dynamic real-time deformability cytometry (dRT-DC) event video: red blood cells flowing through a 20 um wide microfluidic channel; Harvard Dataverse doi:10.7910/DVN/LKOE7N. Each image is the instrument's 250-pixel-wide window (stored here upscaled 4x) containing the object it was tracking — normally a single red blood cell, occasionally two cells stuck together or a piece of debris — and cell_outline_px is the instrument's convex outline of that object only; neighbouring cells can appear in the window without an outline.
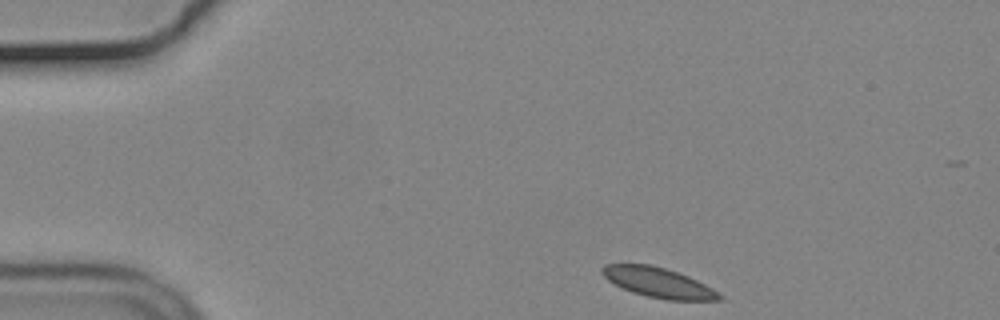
{"species": "common noctule bat (a hibernating species)", "species_latin": "Nyctalus noctula", "temperature_condition": "cold", "stored_images_in_passage": 44, "camera_frame_rate_fps": 3000, "um_per_image_px": 0.085, "animal": {"sex": "male", "body_mass_g": 19.2, "forearm_length_mm": 51.8}, "frame": {"image": 1, "passage_image": 1, "time_ms": 0.0, "image_size_px": [1000, 320], "cell_outline_px": [[724, 300], [668, 300], [648, 296], [632, 292], [608, 280], [600, 272], [600, 268], [604, 264], [648, 264], [664, 268], [688, 276], [712, 288], [724, 296]], "centroid_in_image_um": [55.97, 24.02], "position_along_channel_um": 29.0, "area_um2": 20.23}}
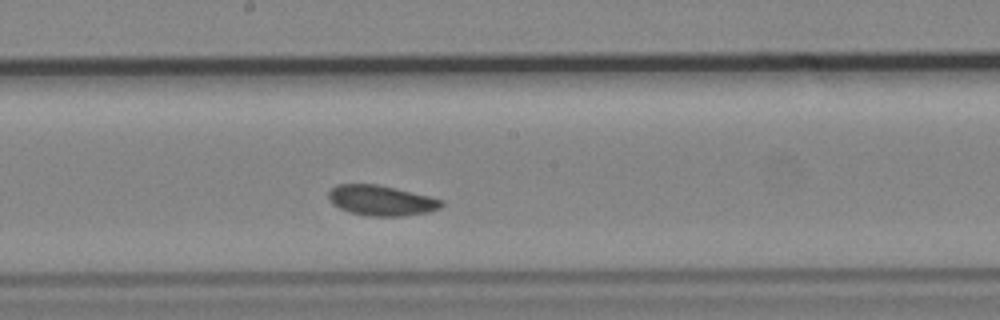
{"frame": {"image": 2, "passage_image": 22, "time_ms": 7.0, "image_size_px": [1000, 320], "cell_outline_px": [[444, 204], [440, 208], [428, 212], [404, 216], [368, 216], [348, 212], [332, 204], [328, 196], [328, 192], [336, 184], [380, 184], [444, 200]], "centroid_in_image_um": [32.4, 17.04], "position_along_channel_um": 215.8, "area_um2": 20.06}}
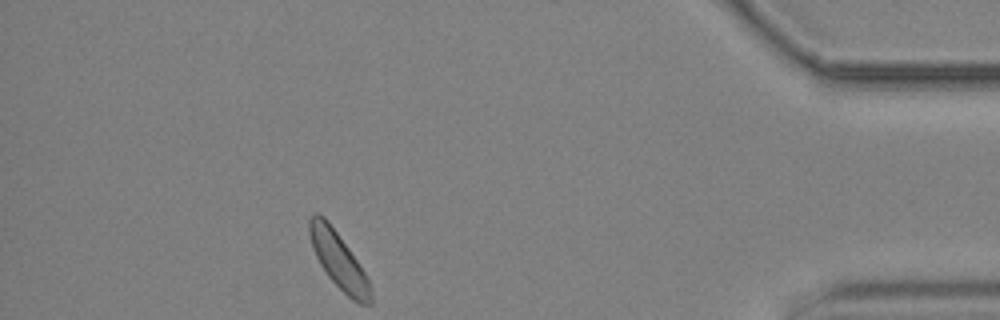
{"frame": {"image": 3, "passage_image": 42, "time_ms": 13.667, "image_size_px": [1000, 320], "cell_outline_px": [[372, 304], [360, 304], [352, 300], [328, 276], [320, 264], [312, 248], [308, 232], [308, 220], [312, 212], [316, 212], [324, 216], [328, 220], [348, 248], [364, 272], [372, 288]], "centroid_in_image_um": [28.76, 22.1], "position_along_channel_um": 406.4, "area_um2": 20.0}}